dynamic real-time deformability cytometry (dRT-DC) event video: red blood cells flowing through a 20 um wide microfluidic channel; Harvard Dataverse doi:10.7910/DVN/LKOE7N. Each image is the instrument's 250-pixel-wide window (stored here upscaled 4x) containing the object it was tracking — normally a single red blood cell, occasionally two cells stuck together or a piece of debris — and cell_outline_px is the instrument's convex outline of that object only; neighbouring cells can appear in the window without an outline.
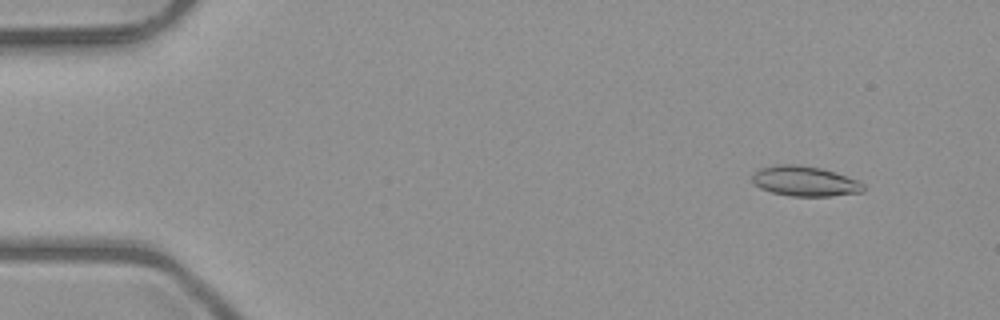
{"species": "common noctule bat (a hibernating species)", "species_latin": "Nyctalus noctula", "temperature_condition": "room temperature", "stored_images_in_passage": 51, "camera_frame_rate_fps": 3000, "um_per_image_px": 0.085, "animal": {"sex": "male", "body_mass_g": 23.1, "forearm_length_mm": 52.7}, "frame": {"image": 1, "passage_image": 5, "time_ms": 1.333, "image_size_px": [1000, 320], "cell_outline_px": [[864, 192], [828, 196], [792, 196], [772, 192], [760, 188], [752, 180], [752, 176], [760, 168], [776, 164], [796, 164], [820, 168], [860, 180], [864, 184]], "centroid_in_image_um": [68.44, 15.4], "position_along_channel_um": 16.6, "area_um2": 19.42}}
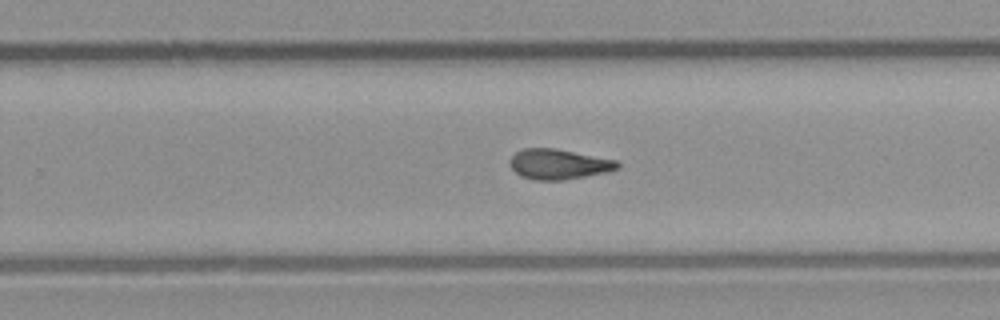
{"frame": {"image": 2, "passage_image": 33, "time_ms": 10.667, "image_size_px": [1000, 320], "cell_outline_px": [[620, 168], [608, 172], [564, 180], [536, 180], [520, 176], [508, 164], [508, 160], [516, 152], [524, 148], [556, 148], [616, 160], [620, 164]], "centroid_in_image_um": [47.48, 13.95], "position_along_channel_um": 282.3, "area_um2": 19.07}}
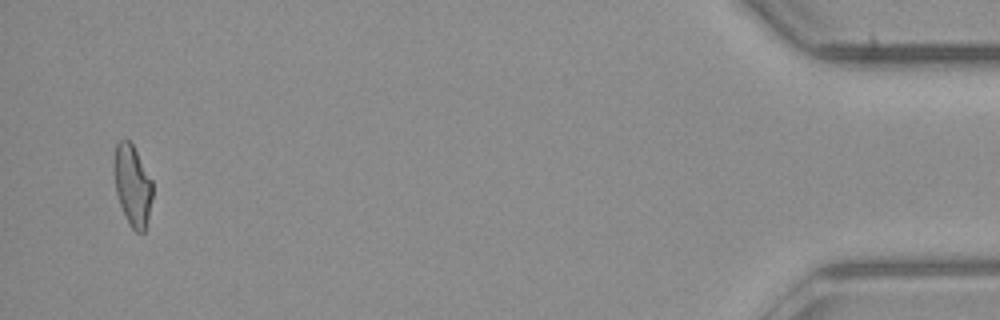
{"frame": {"image": 3, "passage_image": 50, "time_ms": 16.333, "image_size_px": [1000, 320], "cell_outline_px": [[152, 196], [148, 216], [144, 232], [136, 232], [132, 228], [124, 216], [116, 192], [112, 168], [112, 160], [116, 144], [120, 140], [128, 140], [132, 144], [152, 180]], "centroid_in_image_um": [11.22, 15.73], "position_along_channel_um": 424.0, "area_um2": 18.21}}